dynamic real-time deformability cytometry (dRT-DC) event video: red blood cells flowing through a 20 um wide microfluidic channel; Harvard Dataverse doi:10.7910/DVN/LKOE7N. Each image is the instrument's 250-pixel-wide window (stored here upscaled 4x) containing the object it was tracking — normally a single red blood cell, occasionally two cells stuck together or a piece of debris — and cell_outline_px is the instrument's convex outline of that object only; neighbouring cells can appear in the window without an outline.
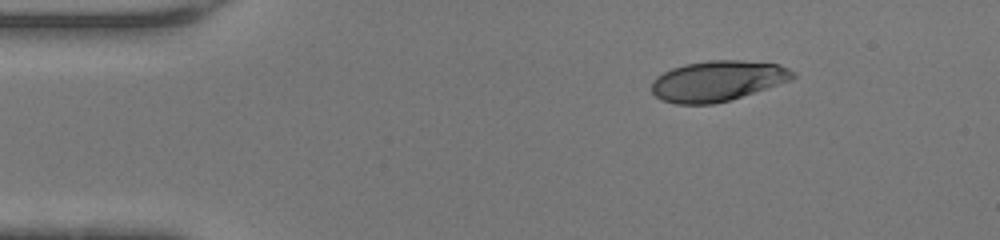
{"species": "human", "species_latin": "Homo sapiens", "temperature_condition": "warm", "stored_images_in_passage": 40, "camera_frame_rate_fps": 3000, "um_per_image_px": 0.085, "donor": {"sex": "female"}, "frame": {"image": 1, "passage_image": 1, "time_ms": 0.0, "image_size_px": [1000, 240], "cell_outline_px": [[796, 76], [788, 80], [728, 100], [712, 104], [676, 104], [660, 100], [652, 92], [652, 80], [656, 76], [672, 68], [684, 64], [708, 60], [740, 60], [780, 64], [796, 72]], "centroid_in_image_um": [60.93, 6.86], "position_along_channel_um": 24.1, "area_um2": 33.0}}
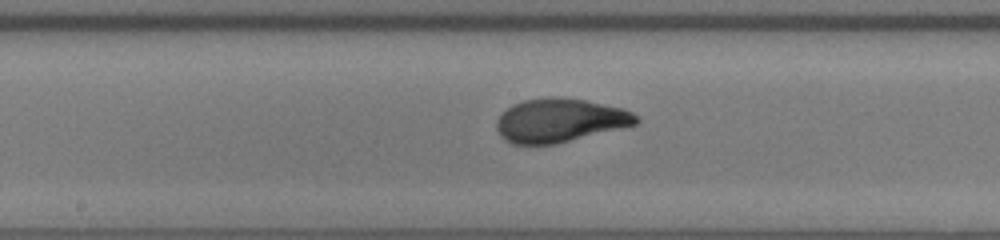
{"frame": {"image": 2, "passage_image": 18, "time_ms": 5.667, "image_size_px": [1000, 240], "cell_outline_px": [[640, 120], [636, 124], [556, 144], [512, 144], [504, 140], [500, 136], [496, 128], [496, 120], [512, 104], [524, 100], [584, 100], [624, 108], [632, 112]], "centroid_in_image_um": [47.57, 10.28], "position_along_channel_um": 200.6, "area_um2": 34.51}}
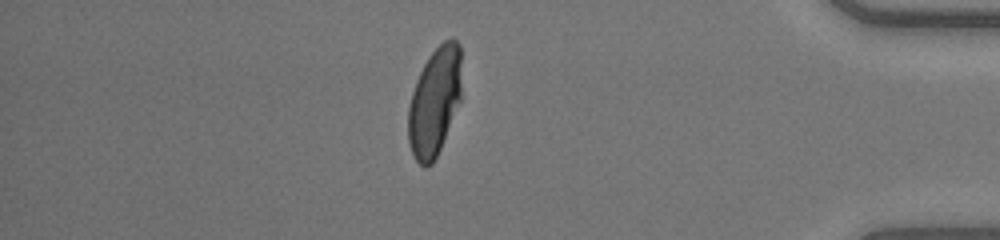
{"frame": {"image": 3, "passage_image": 34, "time_ms": 11.0, "image_size_px": [1000, 240], "cell_outline_px": [[460, 100], [440, 148], [432, 164], [424, 168], [412, 156], [408, 140], [408, 108], [412, 92], [416, 80], [428, 56], [444, 40], [452, 36], [460, 44]], "centroid_in_image_um": [36.92, 8.63], "position_along_channel_um": 398.3, "area_um2": 33.52}, "authors_computed_cell_mechanics": {"area_um2": 34.5933, "velocity_mm_per_s": 4.4421, "shape_relaxation_time_tau1_ms": 3.7799, "shape_relaxation_time_tau2_ms": null, "deformation_change_tau1": 0.2087, "deformation_change_tau2": null}}